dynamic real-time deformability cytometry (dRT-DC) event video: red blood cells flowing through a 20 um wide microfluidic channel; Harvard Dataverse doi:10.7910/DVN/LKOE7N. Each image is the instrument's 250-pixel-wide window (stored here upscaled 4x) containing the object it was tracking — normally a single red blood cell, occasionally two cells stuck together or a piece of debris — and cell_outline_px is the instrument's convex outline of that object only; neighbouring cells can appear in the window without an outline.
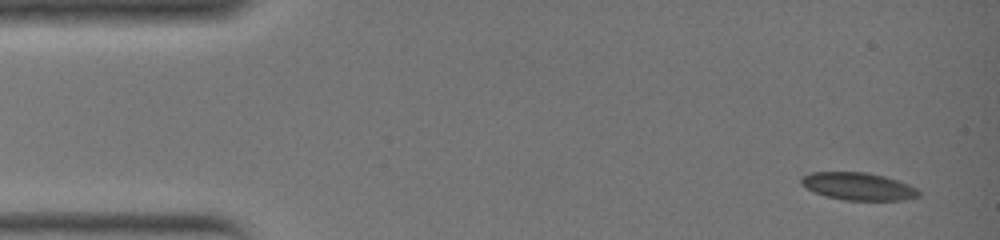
{"species": "common noctule bat (a hibernating species)", "species_latin": "Nyctalus noctula", "temperature_condition": "warm", "stored_images_in_passage": 34, "camera_frame_rate_fps": 3000, "um_per_image_px": 0.085, "animal": {"sex": "female", "body_mass_g": 19.0, "forearm_length_mm": 51.5}, "frame": {"image": 1, "passage_image": 1, "time_ms": 0.0, "image_size_px": [1000, 240], "cell_outline_px": [[920, 196], [904, 200], [844, 200], [824, 196], [800, 184], [800, 180], [804, 176], [812, 172], [868, 172], [884, 176], [908, 184], [916, 188], [920, 192]], "centroid_in_image_um": [72.96, 15.84], "position_along_channel_um": 12.0, "area_um2": 18.79}}
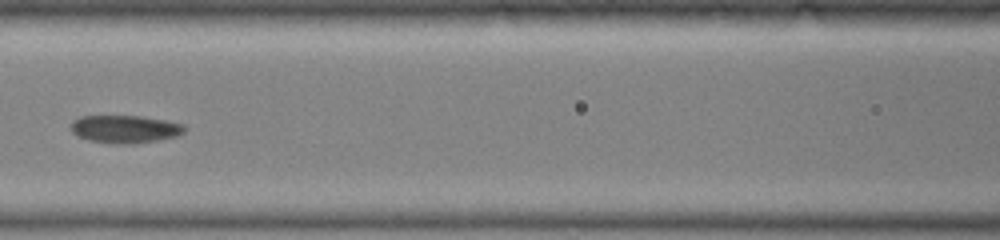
{"frame": {"image": 2, "passage_image": 15, "time_ms": 4.667, "image_size_px": [1000, 240], "cell_outline_px": [[188, 128], [184, 132], [176, 136], [156, 140], [132, 144], [112, 144], [88, 140], [76, 136], [72, 132], [72, 120], [80, 116], [144, 116], [184, 124]], "centroid_in_image_um": [10.62, 10.97], "position_along_channel_um": 156.0, "area_um2": 18.55}}
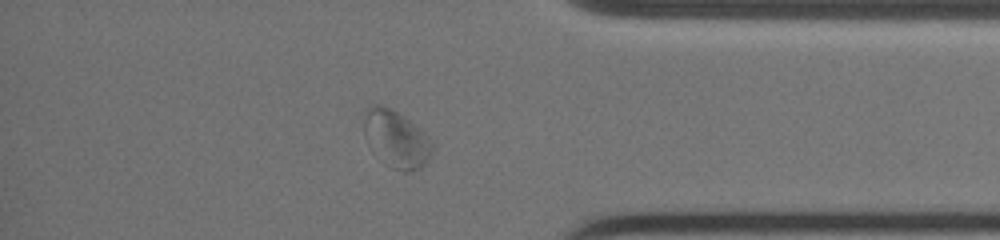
{"frame": {"image": 3, "passage_image": 29, "time_ms": 9.333, "image_size_px": [1000, 240], "cell_outline_px": [[432, 152], [428, 160], [420, 168], [412, 172], [404, 172], [392, 168], [384, 164], [380, 160], [364, 132], [364, 108], [368, 104], [380, 104], [404, 116], [420, 128], [432, 140]], "centroid_in_image_um": [33.68, 11.8], "position_along_channel_um": 401.5, "area_um2": 22.77}}